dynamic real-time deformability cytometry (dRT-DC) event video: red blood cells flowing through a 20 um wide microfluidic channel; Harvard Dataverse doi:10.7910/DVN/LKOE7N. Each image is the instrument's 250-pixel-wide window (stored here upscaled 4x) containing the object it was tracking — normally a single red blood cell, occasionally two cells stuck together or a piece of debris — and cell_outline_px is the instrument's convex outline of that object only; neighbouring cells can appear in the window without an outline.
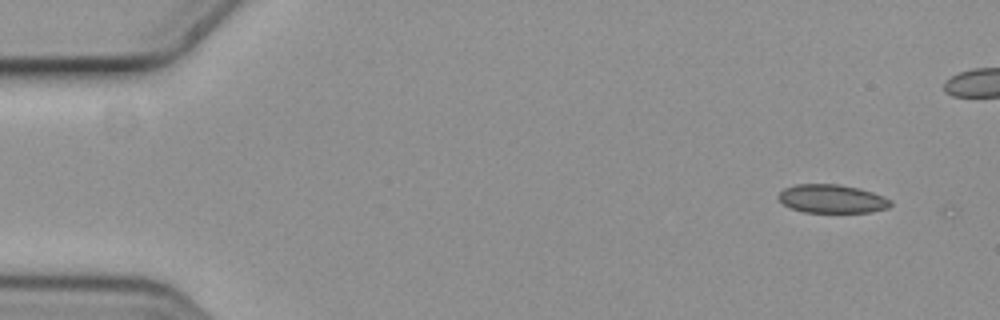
{"species": "common noctule bat (a hibernating species)", "species_latin": "Nyctalus noctula", "temperature_condition": "cold", "stored_images_in_passage": 2, "camera_frame_rate_fps": 3000, "um_per_image_px": 0.085, "animal": {"sex": "female", "body_mass_g": 19.3, "forearm_length_mm": 54.1}, "frame": {"image": 1, "passage_image": 1, "time_ms": 0.0, "image_size_px": [1000, 320], "cell_outline_px": [[892, 204], [888, 208], [872, 212], [804, 212], [792, 208], [784, 204], [776, 196], [784, 188], [796, 184], [836, 184], [860, 188], [872, 192], [892, 200]], "centroid_in_image_um": [70.73, 16.89], "position_along_channel_um": 14.3, "area_um2": 18.61}}